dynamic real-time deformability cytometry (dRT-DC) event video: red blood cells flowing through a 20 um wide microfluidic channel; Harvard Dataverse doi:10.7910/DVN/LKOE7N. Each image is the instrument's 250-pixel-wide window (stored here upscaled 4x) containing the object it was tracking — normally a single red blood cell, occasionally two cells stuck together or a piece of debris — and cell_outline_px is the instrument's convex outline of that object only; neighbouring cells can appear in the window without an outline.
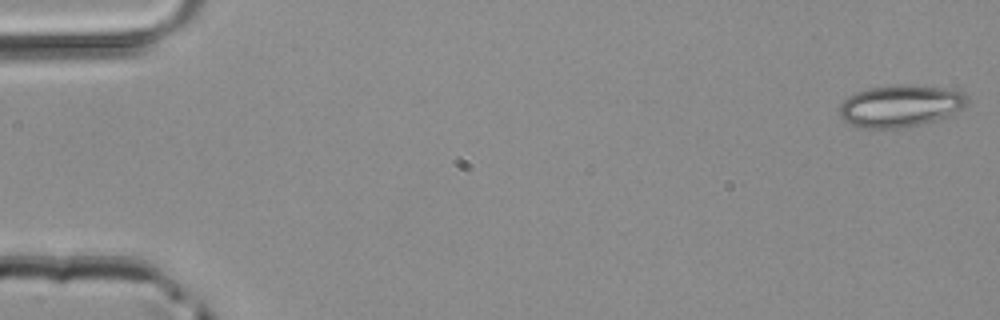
{"species": "common noctule bat (a hibernating species)", "species_latin": "Nyctalus noctula", "temperature_condition": "room temperature", "stored_images_in_passage": 49, "camera_frame_rate_fps": 3000, "um_per_image_px": 0.085, "animal": {"sex": "male", "body_mass_g": 20.4}, "frame": {"image": 1, "passage_image": 1, "time_ms": 0.0, "image_size_px": [1000, 320], "cell_outline_px": [[968, 104], [964, 108], [948, 116], [920, 124], [904, 128], [864, 128], [852, 124], [844, 120], [840, 116], [840, 104], [848, 96], [856, 92], [868, 88], [896, 84], [912, 84], [944, 88], [964, 92], [968, 96]], "centroid_in_image_um": [76.56, 8.98], "position_along_channel_um": 8.4, "area_um2": 31.5}}
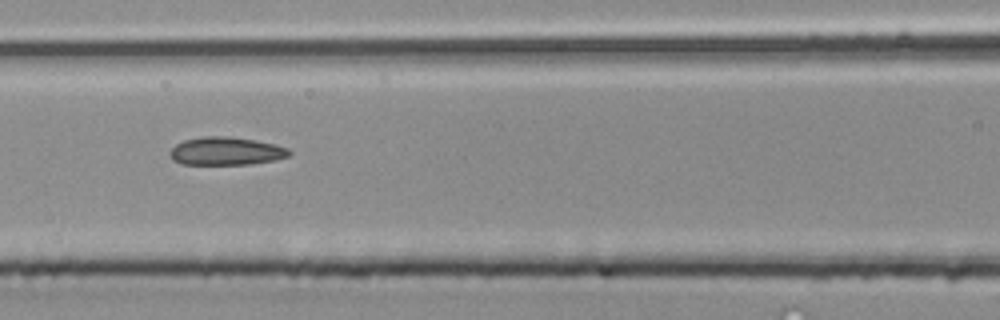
{"frame": {"image": 2, "passage_image": 22, "time_ms": 7.0, "image_size_px": [1000, 320], "cell_outline_px": [[292, 152], [288, 156], [276, 160], [248, 164], [180, 164], [172, 160], [172, 148], [176, 144], [184, 140], [204, 136], [224, 136], [256, 140], [288, 148]], "centroid_in_image_um": [19.23, 12.85], "position_along_channel_um": 147.4, "area_um2": 19.31}}
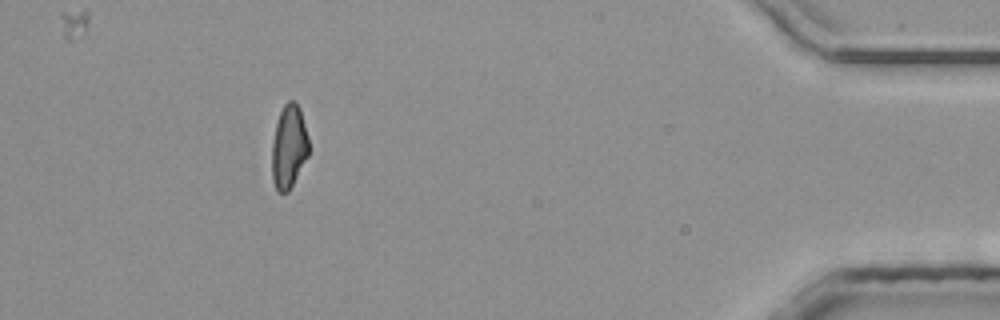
{"frame": {"image": 3, "passage_image": 45, "time_ms": 14.667, "image_size_px": [1000, 320], "cell_outline_px": [[308, 156], [288, 192], [276, 192], [272, 180], [272, 144], [276, 124], [280, 112], [284, 104], [288, 100], [292, 100], [300, 108], [308, 136]], "centroid_in_image_um": [24.54, 12.49], "position_along_channel_um": 410.7, "area_um2": 17.86}}